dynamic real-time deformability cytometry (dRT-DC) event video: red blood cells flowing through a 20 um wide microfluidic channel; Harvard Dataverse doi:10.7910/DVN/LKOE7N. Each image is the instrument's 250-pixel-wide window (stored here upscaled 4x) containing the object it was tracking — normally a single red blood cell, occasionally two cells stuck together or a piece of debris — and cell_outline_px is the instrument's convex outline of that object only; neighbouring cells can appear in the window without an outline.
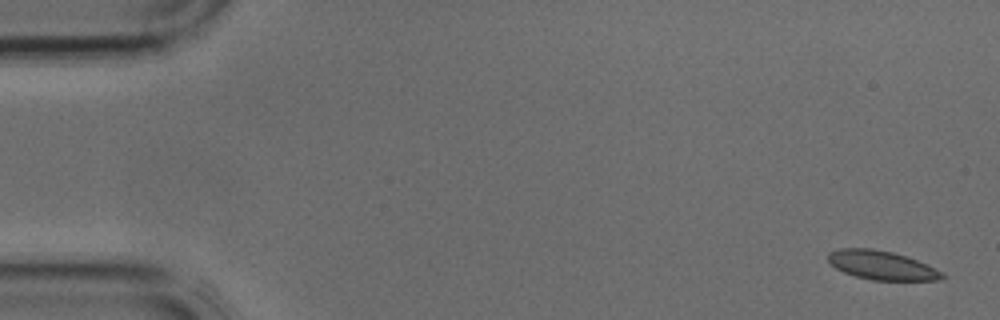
{"species": "common noctule bat (a hibernating species)", "species_latin": "Nyctalus noctula", "temperature_condition": "cold", "stored_images_in_passage": 4, "camera_frame_rate_fps": 3000, "um_per_image_px": 0.085, "animal": {"sex": "male", "body_mass_g": 17.9, "forearm_length_mm": 54.2}, "frame": {"image": 1, "passage_image": 1, "time_ms": 0.0, "image_size_px": [1000, 320], "cell_outline_px": [[948, 276], [940, 280], [872, 280], [856, 276], [844, 272], [836, 268], [828, 260], [828, 252], [840, 248], [872, 248], [892, 252], [916, 260]], "centroid_in_image_um": [74.9, 22.54], "position_along_channel_um": 10.1, "area_um2": 18.9}}
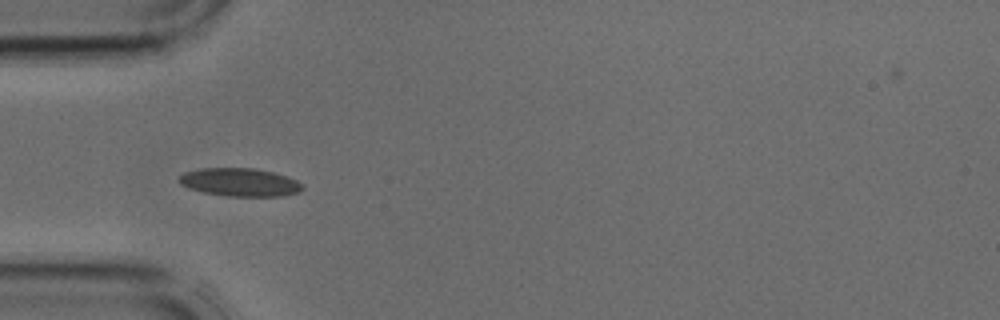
{"frame": {"image": 2, "passage_image": 4, "time_ms": 1.0, "image_size_px": [1000, 320], "cell_outline_px": [[304, 188], [300, 192], [280, 196], [228, 196], [204, 192], [188, 188], [180, 184], [176, 180], [184, 172], [200, 168], [252, 168], [272, 172], [288, 176], [296, 180]], "centroid_in_image_um": [20.36, 15.49], "position_along_channel_um": 64.6, "area_um2": 20.23}}